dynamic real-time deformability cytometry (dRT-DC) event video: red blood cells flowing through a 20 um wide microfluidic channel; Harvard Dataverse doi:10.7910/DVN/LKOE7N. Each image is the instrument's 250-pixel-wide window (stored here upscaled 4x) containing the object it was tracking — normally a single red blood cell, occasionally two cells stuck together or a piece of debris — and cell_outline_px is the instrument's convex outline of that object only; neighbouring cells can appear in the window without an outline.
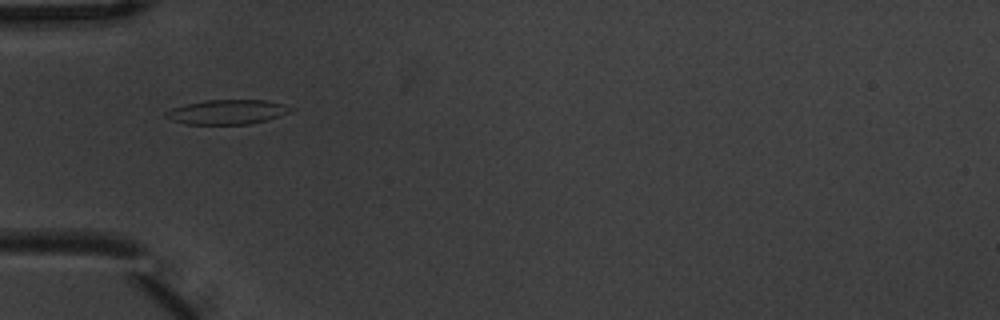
{"species": "common noctule bat (a hibernating species)", "species_latin": "Nyctalus noctula", "temperature_condition": "warm", "stored_images_in_passage": 2, "camera_frame_rate_fps": 3000, "um_per_image_px": 0.085, "animal": {"sex": "male", "body_mass_g": 20.1, "forearm_length_mm": 53.5}, "frame": {"image": 1, "passage_image": 1, "time_ms": 0.0, "image_size_px": [1000, 320], "cell_outline_px": [[292, 108], [288, 112], [280, 116], [268, 120], [248, 124], [184, 124], [172, 120], [164, 116], [164, 112], [172, 108], [204, 100], [268, 100], [284, 104]], "centroid_in_image_um": [19.3, 9.52], "position_along_channel_um": 65.7, "area_um2": 17.8}}